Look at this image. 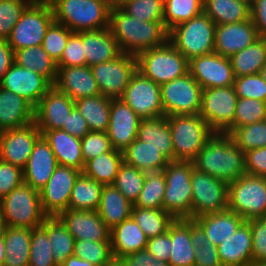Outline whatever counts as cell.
Returning a JSON list of instances; mask_svg holds the SVG:
<instances>
[{
  "instance_id": "1",
  "label": "cell",
  "mask_w": 266,
  "mask_h": 266,
  "mask_svg": "<svg viewBox=\"0 0 266 266\" xmlns=\"http://www.w3.org/2000/svg\"><path fill=\"white\" fill-rule=\"evenodd\" d=\"M109 28L121 52L135 56L168 41L169 32L164 21H139L120 7H111Z\"/></svg>"
},
{
  "instance_id": "2",
  "label": "cell",
  "mask_w": 266,
  "mask_h": 266,
  "mask_svg": "<svg viewBox=\"0 0 266 266\" xmlns=\"http://www.w3.org/2000/svg\"><path fill=\"white\" fill-rule=\"evenodd\" d=\"M194 168L230 184L246 174L245 153L232 138L216 132L197 154Z\"/></svg>"
},
{
  "instance_id": "3",
  "label": "cell",
  "mask_w": 266,
  "mask_h": 266,
  "mask_svg": "<svg viewBox=\"0 0 266 266\" xmlns=\"http://www.w3.org/2000/svg\"><path fill=\"white\" fill-rule=\"evenodd\" d=\"M54 19L72 32L99 30L109 27L110 0H48Z\"/></svg>"
},
{
  "instance_id": "4",
  "label": "cell",
  "mask_w": 266,
  "mask_h": 266,
  "mask_svg": "<svg viewBox=\"0 0 266 266\" xmlns=\"http://www.w3.org/2000/svg\"><path fill=\"white\" fill-rule=\"evenodd\" d=\"M174 149V160L193 162L216 133L199 115H171L167 117Z\"/></svg>"
},
{
  "instance_id": "5",
  "label": "cell",
  "mask_w": 266,
  "mask_h": 266,
  "mask_svg": "<svg viewBox=\"0 0 266 266\" xmlns=\"http://www.w3.org/2000/svg\"><path fill=\"white\" fill-rule=\"evenodd\" d=\"M216 24L204 13L173 27L168 41L188 61L214 52Z\"/></svg>"
},
{
  "instance_id": "6",
  "label": "cell",
  "mask_w": 266,
  "mask_h": 266,
  "mask_svg": "<svg viewBox=\"0 0 266 266\" xmlns=\"http://www.w3.org/2000/svg\"><path fill=\"white\" fill-rule=\"evenodd\" d=\"M137 70L158 85L189 72V61L169 41L136 56Z\"/></svg>"
},
{
  "instance_id": "7",
  "label": "cell",
  "mask_w": 266,
  "mask_h": 266,
  "mask_svg": "<svg viewBox=\"0 0 266 266\" xmlns=\"http://www.w3.org/2000/svg\"><path fill=\"white\" fill-rule=\"evenodd\" d=\"M193 162L169 161L163 169L166 178V190L163 198V210L175 219L192 220V185Z\"/></svg>"
},
{
  "instance_id": "8",
  "label": "cell",
  "mask_w": 266,
  "mask_h": 266,
  "mask_svg": "<svg viewBox=\"0 0 266 266\" xmlns=\"http://www.w3.org/2000/svg\"><path fill=\"white\" fill-rule=\"evenodd\" d=\"M8 227L37 228L48 217L42 210L40 192L23 182L0 200Z\"/></svg>"
},
{
  "instance_id": "9",
  "label": "cell",
  "mask_w": 266,
  "mask_h": 266,
  "mask_svg": "<svg viewBox=\"0 0 266 266\" xmlns=\"http://www.w3.org/2000/svg\"><path fill=\"white\" fill-rule=\"evenodd\" d=\"M55 21L48 0H33L22 12L8 39L13 51L42 45L46 32Z\"/></svg>"
},
{
  "instance_id": "10",
  "label": "cell",
  "mask_w": 266,
  "mask_h": 266,
  "mask_svg": "<svg viewBox=\"0 0 266 266\" xmlns=\"http://www.w3.org/2000/svg\"><path fill=\"white\" fill-rule=\"evenodd\" d=\"M228 209L245 221L266 217V177L246 173L230 183Z\"/></svg>"
},
{
  "instance_id": "11",
  "label": "cell",
  "mask_w": 266,
  "mask_h": 266,
  "mask_svg": "<svg viewBox=\"0 0 266 266\" xmlns=\"http://www.w3.org/2000/svg\"><path fill=\"white\" fill-rule=\"evenodd\" d=\"M160 87L162 107L166 117L200 113L203 89L190 72Z\"/></svg>"
},
{
  "instance_id": "12",
  "label": "cell",
  "mask_w": 266,
  "mask_h": 266,
  "mask_svg": "<svg viewBox=\"0 0 266 266\" xmlns=\"http://www.w3.org/2000/svg\"><path fill=\"white\" fill-rule=\"evenodd\" d=\"M192 220L228 209L229 184L192 168Z\"/></svg>"
},
{
  "instance_id": "13",
  "label": "cell",
  "mask_w": 266,
  "mask_h": 266,
  "mask_svg": "<svg viewBox=\"0 0 266 266\" xmlns=\"http://www.w3.org/2000/svg\"><path fill=\"white\" fill-rule=\"evenodd\" d=\"M90 68L101 95L110 99H119L137 71V59L135 55L121 53L116 59Z\"/></svg>"
},
{
  "instance_id": "14",
  "label": "cell",
  "mask_w": 266,
  "mask_h": 266,
  "mask_svg": "<svg viewBox=\"0 0 266 266\" xmlns=\"http://www.w3.org/2000/svg\"><path fill=\"white\" fill-rule=\"evenodd\" d=\"M122 99L141 119L165 116L161 87L138 70L133 74Z\"/></svg>"
},
{
  "instance_id": "15",
  "label": "cell",
  "mask_w": 266,
  "mask_h": 266,
  "mask_svg": "<svg viewBox=\"0 0 266 266\" xmlns=\"http://www.w3.org/2000/svg\"><path fill=\"white\" fill-rule=\"evenodd\" d=\"M237 100L234 86L203 89L199 115L215 132L223 133L234 121Z\"/></svg>"
},
{
  "instance_id": "16",
  "label": "cell",
  "mask_w": 266,
  "mask_h": 266,
  "mask_svg": "<svg viewBox=\"0 0 266 266\" xmlns=\"http://www.w3.org/2000/svg\"><path fill=\"white\" fill-rule=\"evenodd\" d=\"M81 171L58 165L47 184L39 191L41 207L48 217L58 216L69 209V199L74 183Z\"/></svg>"
},
{
  "instance_id": "17",
  "label": "cell",
  "mask_w": 266,
  "mask_h": 266,
  "mask_svg": "<svg viewBox=\"0 0 266 266\" xmlns=\"http://www.w3.org/2000/svg\"><path fill=\"white\" fill-rule=\"evenodd\" d=\"M42 136L35 122L0 132V158L24 169L36 141Z\"/></svg>"
},
{
  "instance_id": "18",
  "label": "cell",
  "mask_w": 266,
  "mask_h": 266,
  "mask_svg": "<svg viewBox=\"0 0 266 266\" xmlns=\"http://www.w3.org/2000/svg\"><path fill=\"white\" fill-rule=\"evenodd\" d=\"M189 72L202 89L234 86L235 76L230 59L215 52L189 61Z\"/></svg>"
},
{
  "instance_id": "19",
  "label": "cell",
  "mask_w": 266,
  "mask_h": 266,
  "mask_svg": "<svg viewBox=\"0 0 266 266\" xmlns=\"http://www.w3.org/2000/svg\"><path fill=\"white\" fill-rule=\"evenodd\" d=\"M0 87L24 97L35 107L53 85L40 74L13 63L1 79Z\"/></svg>"
},
{
  "instance_id": "20",
  "label": "cell",
  "mask_w": 266,
  "mask_h": 266,
  "mask_svg": "<svg viewBox=\"0 0 266 266\" xmlns=\"http://www.w3.org/2000/svg\"><path fill=\"white\" fill-rule=\"evenodd\" d=\"M141 118L122 100L111 99L107 135L113 149L124 151L136 138Z\"/></svg>"
},
{
  "instance_id": "21",
  "label": "cell",
  "mask_w": 266,
  "mask_h": 266,
  "mask_svg": "<svg viewBox=\"0 0 266 266\" xmlns=\"http://www.w3.org/2000/svg\"><path fill=\"white\" fill-rule=\"evenodd\" d=\"M74 107L73 99L53 86L34 107V122L39 130L61 129Z\"/></svg>"
},
{
  "instance_id": "22",
  "label": "cell",
  "mask_w": 266,
  "mask_h": 266,
  "mask_svg": "<svg viewBox=\"0 0 266 266\" xmlns=\"http://www.w3.org/2000/svg\"><path fill=\"white\" fill-rule=\"evenodd\" d=\"M57 217L75 240L111 241V230L97 211L67 209Z\"/></svg>"
},
{
  "instance_id": "23",
  "label": "cell",
  "mask_w": 266,
  "mask_h": 266,
  "mask_svg": "<svg viewBox=\"0 0 266 266\" xmlns=\"http://www.w3.org/2000/svg\"><path fill=\"white\" fill-rule=\"evenodd\" d=\"M259 38L251 19L239 23L216 25L214 52L230 58Z\"/></svg>"
},
{
  "instance_id": "24",
  "label": "cell",
  "mask_w": 266,
  "mask_h": 266,
  "mask_svg": "<svg viewBox=\"0 0 266 266\" xmlns=\"http://www.w3.org/2000/svg\"><path fill=\"white\" fill-rule=\"evenodd\" d=\"M198 229L191 219H175L170 225L172 245L169 264L171 266H194Z\"/></svg>"
},
{
  "instance_id": "25",
  "label": "cell",
  "mask_w": 266,
  "mask_h": 266,
  "mask_svg": "<svg viewBox=\"0 0 266 266\" xmlns=\"http://www.w3.org/2000/svg\"><path fill=\"white\" fill-rule=\"evenodd\" d=\"M54 87L73 101L101 94L90 66L57 68Z\"/></svg>"
},
{
  "instance_id": "26",
  "label": "cell",
  "mask_w": 266,
  "mask_h": 266,
  "mask_svg": "<svg viewBox=\"0 0 266 266\" xmlns=\"http://www.w3.org/2000/svg\"><path fill=\"white\" fill-rule=\"evenodd\" d=\"M58 162L50 145L41 136L35 143L26 167L23 169L24 182L40 191L49 181Z\"/></svg>"
},
{
  "instance_id": "27",
  "label": "cell",
  "mask_w": 266,
  "mask_h": 266,
  "mask_svg": "<svg viewBox=\"0 0 266 266\" xmlns=\"http://www.w3.org/2000/svg\"><path fill=\"white\" fill-rule=\"evenodd\" d=\"M198 233L216 247L230 237L245 221L229 209L194 218Z\"/></svg>"
},
{
  "instance_id": "28",
  "label": "cell",
  "mask_w": 266,
  "mask_h": 266,
  "mask_svg": "<svg viewBox=\"0 0 266 266\" xmlns=\"http://www.w3.org/2000/svg\"><path fill=\"white\" fill-rule=\"evenodd\" d=\"M217 248L222 266H250L252 264V234L250 223L244 221Z\"/></svg>"
},
{
  "instance_id": "29",
  "label": "cell",
  "mask_w": 266,
  "mask_h": 266,
  "mask_svg": "<svg viewBox=\"0 0 266 266\" xmlns=\"http://www.w3.org/2000/svg\"><path fill=\"white\" fill-rule=\"evenodd\" d=\"M53 151L58 165L68 166L83 172L84 159L81 152V138L61 129L40 130Z\"/></svg>"
},
{
  "instance_id": "30",
  "label": "cell",
  "mask_w": 266,
  "mask_h": 266,
  "mask_svg": "<svg viewBox=\"0 0 266 266\" xmlns=\"http://www.w3.org/2000/svg\"><path fill=\"white\" fill-rule=\"evenodd\" d=\"M34 122V106L24 97L0 87V132Z\"/></svg>"
},
{
  "instance_id": "31",
  "label": "cell",
  "mask_w": 266,
  "mask_h": 266,
  "mask_svg": "<svg viewBox=\"0 0 266 266\" xmlns=\"http://www.w3.org/2000/svg\"><path fill=\"white\" fill-rule=\"evenodd\" d=\"M86 65L93 66L116 59L122 52L109 27L83 31Z\"/></svg>"
},
{
  "instance_id": "32",
  "label": "cell",
  "mask_w": 266,
  "mask_h": 266,
  "mask_svg": "<svg viewBox=\"0 0 266 266\" xmlns=\"http://www.w3.org/2000/svg\"><path fill=\"white\" fill-rule=\"evenodd\" d=\"M110 239L114 259H121L128 254L144 250L148 242V237L132 217L115 226L110 231Z\"/></svg>"
},
{
  "instance_id": "33",
  "label": "cell",
  "mask_w": 266,
  "mask_h": 266,
  "mask_svg": "<svg viewBox=\"0 0 266 266\" xmlns=\"http://www.w3.org/2000/svg\"><path fill=\"white\" fill-rule=\"evenodd\" d=\"M133 204L113 185H104L97 212L106 226L112 230L131 217Z\"/></svg>"
},
{
  "instance_id": "34",
  "label": "cell",
  "mask_w": 266,
  "mask_h": 266,
  "mask_svg": "<svg viewBox=\"0 0 266 266\" xmlns=\"http://www.w3.org/2000/svg\"><path fill=\"white\" fill-rule=\"evenodd\" d=\"M137 139L157 148L169 161L174 160L172 136L166 116L141 119Z\"/></svg>"
},
{
  "instance_id": "35",
  "label": "cell",
  "mask_w": 266,
  "mask_h": 266,
  "mask_svg": "<svg viewBox=\"0 0 266 266\" xmlns=\"http://www.w3.org/2000/svg\"><path fill=\"white\" fill-rule=\"evenodd\" d=\"M122 153L126 164L143 172L161 171L169 162L157 148L137 138Z\"/></svg>"
},
{
  "instance_id": "36",
  "label": "cell",
  "mask_w": 266,
  "mask_h": 266,
  "mask_svg": "<svg viewBox=\"0 0 266 266\" xmlns=\"http://www.w3.org/2000/svg\"><path fill=\"white\" fill-rule=\"evenodd\" d=\"M203 12L216 24H231L250 19V4L241 0H204Z\"/></svg>"
},
{
  "instance_id": "37",
  "label": "cell",
  "mask_w": 266,
  "mask_h": 266,
  "mask_svg": "<svg viewBox=\"0 0 266 266\" xmlns=\"http://www.w3.org/2000/svg\"><path fill=\"white\" fill-rule=\"evenodd\" d=\"M32 229L21 227H5L3 231L5 242L4 266H29Z\"/></svg>"
},
{
  "instance_id": "38",
  "label": "cell",
  "mask_w": 266,
  "mask_h": 266,
  "mask_svg": "<svg viewBox=\"0 0 266 266\" xmlns=\"http://www.w3.org/2000/svg\"><path fill=\"white\" fill-rule=\"evenodd\" d=\"M14 63L40 74L52 85L57 79V62L49 56L42 45L14 51Z\"/></svg>"
},
{
  "instance_id": "39",
  "label": "cell",
  "mask_w": 266,
  "mask_h": 266,
  "mask_svg": "<svg viewBox=\"0 0 266 266\" xmlns=\"http://www.w3.org/2000/svg\"><path fill=\"white\" fill-rule=\"evenodd\" d=\"M83 118L87 121L90 131L106 132L108 130L111 99L101 94L85 97L74 101Z\"/></svg>"
},
{
  "instance_id": "40",
  "label": "cell",
  "mask_w": 266,
  "mask_h": 266,
  "mask_svg": "<svg viewBox=\"0 0 266 266\" xmlns=\"http://www.w3.org/2000/svg\"><path fill=\"white\" fill-rule=\"evenodd\" d=\"M229 59L235 78L258 74L266 63V39L258 38Z\"/></svg>"
},
{
  "instance_id": "41",
  "label": "cell",
  "mask_w": 266,
  "mask_h": 266,
  "mask_svg": "<svg viewBox=\"0 0 266 266\" xmlns=\"http://www.w3.org/2000/svg\"><path fill=\"white\" fill-rule=\"evenodd\" d=\"M41 227L47 232L56 264L62 265L74 253V237L57 216L47 217Z\"/></svg>"
},
{
  "instance_id": "42",
  "label": "cell",
  "mask_w": 266,
  "mask_h": 266,
  "mask_svg": "<svg viewBox=\"0 0 266 266\" xmlns=\"http://www.w3.org/2000/svg\"><path fill=\"white\" fill-rule=\"evenodd\" d=\"M103 186L81 172L71 191L69 209L97 211Z\"/></svg>"
},
{
  "instance_id": "43",
  "label": "cell",
  "mask_w": 266,
  "mask_h": 266,
  "mask_svg": "<svg viewBox=\"0 0 266 266\" xmlns=\"http://www.w3.org/2000/svg\"><path fill=\"white\" fill-rule=\"evenodd\" d=\"M123 162L122 151L112 149L89 160L84 165L83 173L103 185L113 184Z\"/></svg>"
},
{
  "instance_id": "44",
  "label": "cell",
  "mask_w": 266,
  "mask_h": 266,
  "mask_svg": "<svg viewBox=\"0 0 266 266\" xmlns=\"http://www.w3.org/2000/svg\"><path fill=\"white\" fill-rule=\"evenodd\" d=\"M131 217L150 238L166 233L175 218L163 209H148L133 206Z\"/></svg>"
},
{
  "instance_id": "45",
  "label": "cell",
  "mask_w": 266,
  "mask_h": 266,
  "mask_svg": "<svg viewBox=\"0 0 266 266\" xmlns=\"http://www.w3.org/2000/svg\"><path fill=\"white\" fill-rule=\"evenodd\" d=\"M204 0H164L163 19L168 32L203 12Z\"/></svg>"
},
{
  "instance_id": "46",
  "label": "cell",
  "mask_w": 266,
  "mask_h": 266,
  "mask_svg": "<svg viewBox=\"0 0 266 266\" xmlns=\"http://www.w3.org/2000/svg\"><path fill=\"white\" fill-rule=\"evenodd\" d=\"M166 178L163 170L147 172L144 186L133 206L148 209H163Z\"/></svg>"
},
{
  "instance_id": "47",
  "label": "cell",
  "mask_w": 266,
  "mask_h": 266,
  "mask_svg": "<svg viewBox=\"0 0 266 266\" xmlns=\"http://www.w3.org/2000/svg\"><path fill=\"white\" fill-rule=\"evenodd\" d=\"M146 173L123 162L113 185L134 204L144 186Z\"/></svg>"
},
{
  "instance_id": "48",
  "label": "cell",
  "mask_w": 266,
  "mask_h": 266,
  "mask_svg": "<svg viewBox=\"0 0 266 266\" xmlns=\"http://www.w3.org/2000/svg\"><path fill=\"white\" fill-rule=\"evenodd\" d=\"M244 153L266 147V120L237 127L228 134Z\"/></svg>"
},
{
  "instance_id": "49",
  "label": "cell",
  "mask_w": 266,
  "mask_h": 266,
  "mask_svg": "<svg viewBox=\"0 0 266 266\" xmlns=\"http://www.w3.org/2000/svg\"><path fill=\"white\" fill-rule=\"evenodd\" d=\"M266 120V102L256 99L238 98L233 123L223 132L229 134L233 129Z\"/></svg>"
},
{
  "instance_id": "50",
  "label": "cell",
  "mask_w": 266,
  "mask_h": 266,
  "mask_svg": "<svg viewBox=\"0 0 266 266\" xmlns=\"http://www.w3.org/2000/svg\"><path fill=\"white\" fill-rule=\"evenodd\" d=\"M73 255L96 266L107 265L113 259L111 241L75 240Z\"/></svg>"
},
{
  "instance_id": "51",
  "label": "cell",
  "mask_w": 266,
  "mask_h": 266,
  "mask_svg": "<svg viewBox=\"0 0 266 266\" xmlns=\"http://www.w3.org/2000/svg\"><path fill=\"white\" fill-rule=\"evenodd\" d=\"M29 266H58L47 232L41 226L32 229Z\"/></svg>"
},
{
  "instance_id": "52",
  "label": "cell",
  "mask_w": 266,
  "mask_h": 266,
  "mask_svg": "<svg viewBox=\"0 0 266 266\" xmlns=\"http://www.w3.org/2000/svg\"><path fill=\"white\" fill-rule=\"evenodd\" d=\"M33 0H0V40H8L22 12Z\"/></svg>"
},
{
  "instance_id": "53",
  "label": "cell",
  "mask_w": 266,
  "mask_h": 266,
  "mask_svg": "<svg viewBox=\"0 0 266 266\" xmlns=\"http://www.w3.org/2000/svg\"><path fill=\"white\" fill-rule=\"evenodd\" d=\"M164 0H134L125 3L121 9L139 21H164Z\"/></svg>"
},
{
  "instance_id": "54",
  "label": "cell",
  "mask_w": 266,
  "mask_h": 266,
  "mask_svg": "<svg viewBox=\"0 0 266 266\" xmlns=\"http://www.w3.org/2000/svg\"><path fill=\"white\" fill-rule=\"evenodd\" d=\"M66 26L54 21L48 28L44 37L42 47L49 56L58 62L63 50L67 45L69 37L73 34Z\"/></svg>"
},
{
  "instance_id": "55",
  "label": "cell",
  "mask_w": 266,
  "mask_h": 266,
  "mask_svg": "<svg viewBox=\"0 0 266 266\" xmlns=\"http://www.w3.org/2000/svg\"><path fill=\"white\" fill-rule=\"evenodd\" d=\"M113 149L107 132L90 131L81 138V152L84 165L100 154L110 152Z\"/></svg>"
},
{
  "instance_id": "56",
  "label": "cell",
  "mask_w": 266,
  "mask_h": 266,
  "mask_svg": "<svg viewBox=\"0 0 266 266\" xmlns=\"http://www.w3.org/2000/svg\"><path fill=\"white\" fill-rule=\"evenodd\" d=\"M234 87L238 98L266 102V82L259 73L235 78Z\"/></svg>"
},
{
  "instance_id": "57",
  "label": "cell",
  "mask_w": 266,
  "mask_h": 266,
  "mask_svg": "<svg viewBox=\"0 0 266 266\" xmlns=\"http://www.w3.org/2000/svg\"><path fill=\"white\" fill-rule=\"evenodd\" d=\"M86 65L84 55L83 32L73 33L63 50L60 60L57 62V68L61 67H79Z\"/></svg>"
},
{
  "instance_id": "58",
  "label": "cell",
  "mask_w": 266,
  "mask_h": 266,
  "mask_svg": "<svg viewBox=\"0 0 266 266\" xmlns=\"http://www.w3.org/2000/svg\"><path fill=\"white\" fill-rule=\"evenodd\" d=\"M248 222L252 234V263H266V217Z\"/></svg>"
},
{
  "instance_id": "59",
  "label": "cell",
  "mask_w": 266,
  "mask_h": 266,
  "mask_svg": "<svg viewBox=\"0 0 266 266\" xmlns=\"http://www.w3.org/2000/svg\"><path fill=\"white\" fill-rule=\"evenodd\" d=\"M23 182V169L0 159V200Z\"/></svg>"
},
{
  "instance_id": "60",
  "label": "cell",
  "mask_w": 266,
  "mask_h": 266,
  "mask_svg": "<svg viewBox=\"0 0 266 266\" xmlns=\"http://www.w3.org/2000/svg\"><path fill=\"white\" fill-rule=\"evenodd\" d=\"M194 255V266H222L218 256V248L199 233Z\"/></svg>"
},
{
  "instance_id": "61",
  "label": "cell",
  "mask_w": 266,
  "mask_h": 266,
  "mask_svg": "<svg viewBox=\"0 0 266 266\" xmlns=\"http://www.w3.org/2000/svg\"><path fill=\"white\" fill-rule=\"evenodd\" d=\"M246 173L266 177V147L245 152Z\"/></svg>"
},
{
  "instance_id": "62",
  "label": "cell",
  "mask_w": 266,
  "mask_h": 266,
  "mask_svg": "<svg viewBox=\"0 0 266 266\" xmlns=\"http://www.w3.org/2000/svg\"><path fill=\"white\" fill-rule=\"evenodd\" d=\"M171 245L172 240L169 226V229L166 233L148 239L146 250L151 253L154 258L168 262Z\"/></svg>"
},
{
  "instance_id": "63",
  "label": "cell",
  "mask_w": 266,
  "mask_h": 266,
  "mask_svg": "<svg viewBox=\"0 0 266 266\" xmlns=\"http://www.w3.org/2000/svg\"><path fill=\"white\" fill-rule=\"evenodd\" d=\"M61 130L66 131L70 135L78 138H83L87 133L90 132L87 121L83 118L76 107H74L68 115L66 124H63Z\"/></svg>"
},
{
  "instance_id": "64",
  "label": "cell",
  "mask_w": 266,
  "mask_h": 266,
  "mask_svg": "<svg viewBox=\"0 0 266 266\" xmlns=\"http://www.w3.org/2000/svg\"><path fill=\"white\" fill-rule=\"evenodd\" d=\"M126 266H171L169 262L158 260L146 249L121 258Z\"/></svg>"
},
{
  "instance_id": "65",
  "label": "cell",
  "mask_w": 266,
  "mask_h": 266,
  "mask_svg": "<svg viewBox=\"0 0 266 266\" xmlns=\"http://www.w3.org/2000/svg\"><path fill=\"white\" fill-rule=\"evenodd\" d=\"M250 19L259 38L266 39V0H253L250 4Z\"/></svg>"
},
{
  "instance_id": "66",
  "label": "cell",
  "mask_w": 266,
  "mask_h": 266,
  "mask_svg": "<svg viewBox=\"0 0 266 266\" xmlns=\"http://www.w3.org/2000/svg\"><path fill=\"white\" fill-rule=\"evenodd\" d=\"M14 63V51L8 40H0V81Z\"/></svg>"
},
{
  "instance_id": "67",
  "label": "cell",
  "mask_w": 266,
  "mask_h": 266,
  "mask_svg": "<svg viewBox=\"0 0 266 266\" xmlns=\"http://www.w3.org/2000/svg\"><path fill=\"white\" fill-rule=\"evenodd\" d=\"M60 266H96L89 261L82 260L81 258L77 256H69L65 262Z\"/></svg>"
},
{
  "instance_id": "68",
  "label": "cell",
  "mask_w": 266,
  "mask_h": 266,
  "mask_svg": "<svg viewBox=\"0 0 266 266\" xmlns=\"http://www.w3.org/2000/svg\"><path fill=\"white\" fill-rule=\"evenodd\" d=\"M5 242H4V236L3 233L0 234V266H4L5 264Z\"/></svg>"
},
{
  "instance_id": "69",
  "label": "cell",
  "mask_w": 266,
  "mask_h": 266,
  "mask_svg": "<svg viewBox=\"0 0 266 266\" xmlns=\"http://www.w3.org/2000/svg\"><path fill=\"white\" fill-rule=\"evenodd\" d=\"M129 1H134V0H110L111 2V6L114 7H122L125 3L129 2Z\"/></svg>"
},
{
  "instance_id": "70",
  "label": "cell",
  "mask_w": 266,
  "mask_h": 266,
  "mask_svg": "<svg viewBox=\"0 0 266 266\" xmlns=\"http://www.w3.org/2000/svg\"><path fill=\"white\" fill-rule=\"evenodd\" d=\"M104 266H126L121 259H112L107 265Z\"/></svg>"
},
{
  "instance_id": "71",
  "label": "cell",
  "mask_w": 266,
  "mask_h": 266,
  "mask_svg": "<svg viewBox=\"0 0 266 266\" xmlns=\"http://www.w3.org/2000/svg\"><path fill=\"white\" fill-rule=\"evenodd\" d=\"M5 222H4V216H3V211H2V207L0 204V234L3 233V231L5 230Z\"/></svg>"
},
{
  "instance_id": "72",
  "label": "cell",
  "mask_w": 266,
  "mask_h": 266,
  "mask_svg": "<svg viewBox=\"0 0 266 266\" xmlns=\"http://www.w3.org/2000/svg\"><path fill=\"white\" fill-rule=\"evenodd\" d=\"M259 74L261 75V77L263 78V80L266 82V63L262 67V69L260 70Z\"/></svg>"
},
{
  "instance_id": "73",
  "label": "cell",
  "mask_w": 266,
  "mask_h": 266,
  "mask_svg": "<svg viewBox=\"0 0 266 266\" xmlns=\"http://www.w3.org/2000/svg\"><path fill=\"white\" fill-rule=\"evenodd\" d=\"M250 266H266V263H252Z\"/></svg>"
},
{
  "instance_id": "74",
  "label": "cell",
  "mask_w": 266,
  "mask_h": 266,
  "mask_svg": "<svg viewBox=\"0 0 266 266\" xmlns=\"http://www.w3.org/2000/svg\"><path fill=\"white\" fill-rule=\"evenodd\" d=\"M241 1H244V2H247V3L251 4V2H252L253 0H241Z\"/></svg>"
}]
</instances>
